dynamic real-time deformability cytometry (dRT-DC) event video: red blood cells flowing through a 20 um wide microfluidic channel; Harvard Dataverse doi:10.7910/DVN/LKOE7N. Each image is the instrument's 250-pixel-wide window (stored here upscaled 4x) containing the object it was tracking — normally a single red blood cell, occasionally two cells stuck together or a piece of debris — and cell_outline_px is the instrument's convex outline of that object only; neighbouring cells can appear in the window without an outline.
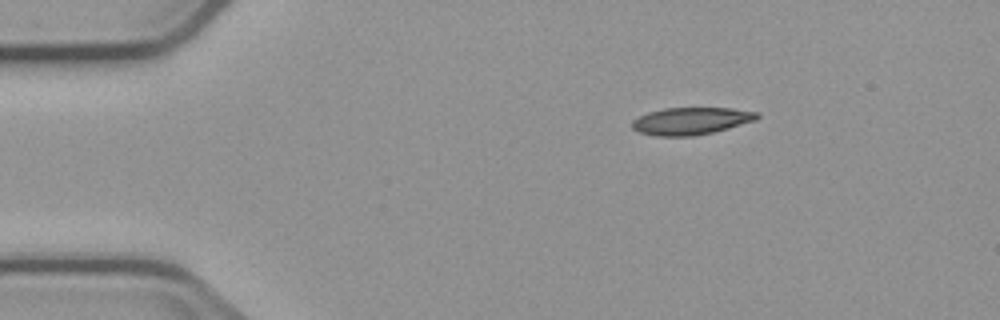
{"species": "common noctule bat (a hibernating species)", "species_latin": "Nyctalus noctula", "temperature_condition": "cold", "stored_images_in_passage": 3, "camera_frame_rate_fps": 3000, "um_per_image_px": 0.085, "animal": {"sex": "male", "body_mass_g": 23.1, "forearm_length_mm": 52.7}, "frame": {"image": 1, "passage_image": 1, "time_ms": 0.0, "image_size_px": [1000, 320], "cell_outline_px": [[760, 116], [756, 120], [728, 128], [712, 132], [692, 136], [656, 136], [640, 132], [632, 128], [632, 120], [648, 112], [664, 108], [732, 108], [756, 112]], "centroid_in_image_um": [58.72, 10.28], "position_along_channel_um": 26.3, "area_um2": 19.71}}